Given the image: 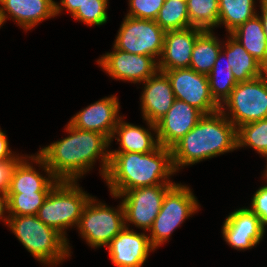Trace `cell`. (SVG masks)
<instances>
[{"instance_id": "cell-26", "label": "cell", "mask_w": 267, "mask_h": 267, "mask_svg": "<svg viewBox=\"0 0 267 267\" xmlns=\"http://www.w3.org/2000/svg\"><path fill=\"white\" fill-rule=\"evenodd\" d=\"M231 70L227 56L221 50L208 74L211 95L219 106L225 102L237 84Z\"/></svg>"}, {"instance_id": "cell-19", "label": "cell", "mask_w": 267, "mask_h": 267, "mask_svg": "<svg viewBox=\"0 0 267 267\" xmlns=\"http://www.w3.org/2000/svg\"><path fill=\"white\" fill-rule=\"evenodd\" d=\"M203 31L197 27L165 31L163 49L158 60L159 71L189 68L196 39Z\"/></svg>"}, {"instance_id": "cell-30", "label": "cell", "mask_w": 267, "mask_h": 267, "mask_svg": "<svg viewBox=\"0 0 267 267\" xmlns=\"http://www.w3.org/2000/svg\"><path fill=\"white\" fill-rule=\"evenodd\" d=\"M49 192L7 193L8 215H37Z\"/></svg>"}, {"instance_id": "cell-25", "label": "cell", "mask_w": 267, "mask_h": 267, "mask_svg": "<svg viewBox=\"0 0 267 267\" xmlns=\"http://www.w3.org/2000/svg\"><path fill=\"white\" fill-rule=\"evenodd\" d=\"M256 0H219V22L230 34L247 20L257 15Z\"/></svg>"}, {"instance_id": "cell-15", "label": "cell", "mask_w": 267, "mask_h": 267, "mask_svg": "<svg viewBox=\"0 0 267 267\" xmlns=\"http://www.w3.org/2000/svg\"><path fill=\"white\" fill-rule=\"evenodd\" d=\"M33 163L40 168L36 170ZM40 169L45 175L41 174ZM58 182L37 153L23 154L12 168L8 193L50 192Z\"/></svg>"}, {"instance_id": "cell-32", "label": "cell", "mask_w": 267, "mask_h": 267, "mask_svg": "<svg viewBox=\"0 0 267 267\" xmlns=\"http://www.w3.org/2000/svg\"><path fill=\"white\" fill-rule=\"evenodd\" d=\"M165 0H128V11L125 16L138 19L155 20Z\"/></svg>"}, {"instance_id": "cell-2", "label": "cell", "mask_w": 267, "mask_h": 267, "mask_svg": "<svg viewBox=\"0 0 267 267\" xmlns=\"http://www.w3.org/2000/svg\"><path fill=\"white\" fill-rule=\"evenodd\" d=\"M175 174L171 149L159 145L146 154L110 152L109 166L103 180L110 195L117 197L131 189L175 184L170 180Z\"/></svg>"}, {"instance_id": "cell-10", "label": "cell", "mask_w": 267, "mask_h": 267, "mask_svg": "<svg viewBox=\"0 0 267 267\" xmlns=\"http://www.w3.org/2000/svg\"><path fill=\"white\" fill-rule=\"evenodd\" d=\"M174 184H160L155 186L141 187L125 191L124 193L112 196L120 199L125 213V227L133 226L146 231L152 227L162 207L166 192Z\"/></svg>"}, {"instance_id": "cell-36", "label": "cell", "mask_w": 267, "mask_h": 267, "mask_svg": "<svg viewBox=\"0 0 267 267\" xmlns=\"http://www.w3.org/2000/svg\"><path fill=\"white\" fill-rule=\"evenodd\" d=\"M85 0H60L55 1V15L58 16L63 10L68 11L71 16L82 6Z\"/></svg>"}, {"instance_id": "cell-24", "label": "cell", "mask_w": 267, "mask_h": 267, "mask_svg": "<svg viewBox=\"0 0 267 267\" xmlns=\"http://www.w3.org/2000/svg\"><path fill=\"white\" fill-rule=\"evenodd\" d=\"M213 30H204L196 39L189 68L208 75L222 50L223 40Z\"/></svg>"}, {"instance_id": "cell-12", "label": "cell", "mask_w": 267, "mask_h": 267, "mask_svg": "<svg viewBox=\"0 0 267 267\" xmlns=\"http://www.w3.org/2000/svg\"><path fill=\"white\" fill-rule=\"evenodd\" d=\"M98 66L112 79L139 84L154 75L158 69V61L150 56L132 54L117 49L97 59Z\"/></svg>"}, {"instance_id": "cell-27", "label": "cell", "mask_w": 267, "mask_h": 267, "mask_svg": "<svg viewBox=\"0 0 267 267\" xmlns=\"http://www.w3.org/2000/svg\"><path fill=\"white\" fill-rule=\"evenodd\" d=\"M190 25L215 30L219 22V0H186Z\"/></svg>"}, {"instance_id": "cell-40", "label": "cell", "mask_w": 267, "mask_h": 267, "mask_svg": "<svg viewBox=\"0 0 267 267\" xmlns=\"http://www.w3.org/2000/svg\"><path fill=\"white\" fill-rule=\"evenodd\" d=\"M2 26H4V24H3V21H2L1 15H0V28H1Z\"/></svg>"}, {"instance_id": "cell-34", "label": "cell", "mask_w": 267, "mask_h": 267, "mask_svg": "<svg viewBox=\"0 0 267 267\" xmlns=\"http://www.w3.org/2000/svg\"><path fill=\"white\" fill-rule=\"evenodd\" d=\"M17 161L18 160L0 161V193H8L11 171Z\"/></svg>"}, {"instance_id": "cell-5", "label": "cell", "mask_w": 267, "mask_h": 267, "mask_svg": "<svg viewBox=\"0 0 267 267\" xmlns=\"http://www.w3.org/2000/svg\"><path fill=\"white\" fill-rule=\"evenodd\" d=\"M79 185L78 181H59L49 192L36 215L68 241L71 256L72 248L67 238V230L78 227L82 211L92 197V194L84 191Z\"/></svg>"}, {"instance_id": "cell-17", "label": "cell", "mask_w": 267, "mask_h": 267, "mask_svg": "<svg viewBox=\"0 0 267 267\" xmlns=\"http://www.w3.org/2000/svg\"><path fill=\"white\" fill-rule=\"evenodd\" d=\"M203 116L200 110L175 99L168 112L156 123L159 145L171 148L192 130Z\"/></svg>"}, {"instance_id": "cell-16", "label": "cell", "mask_w": 267, "mask_h": 267, "mask_svg": "<svg viewBox=\"0 0 267 267\" xmlns=\"http://www.w3.org/2000/svg\"><path fill=\"white\" fill-rule=\"evenodd\" d=\"M117 95H110L81 109L69 120V123L81 130L95 131L109 140L115 127L123 117L120 115V102Z\"/></svg>"}, {"instance_id": "cell-28", "label": "cell", "mask_w": 267, "mask_h": 267, "mask_svg": "<svg viewBox=\"0 0 267 267\" xmlns=\"http://www.w3.org/2000/svg\"><path fill=\"white\" fill-rule=\"evenodd\" d=\"M164 30H182L190 25L186 0H165L155 19Z\"/></svg>"}, {"instance_id": "cell-22", "label": "cell", "mask_w": 267, "mask_h": 267, "mask_svg": "<svg viewBox=\"0 0 267 267\" xmlns=\"http://www.w3.org/2000/svg\"><path fill=\"white\" fill-rule=\"evenodd\" d=\"M222 51L227 56L237 83L250 81L266 73V68L230 34H226V41L223 40Z\"/></svg>"}, {"instance_id": "cell-8", "label": "cell", "mask_w": 267, "mask_h": 267, "mask_svg": "<svg viewBox=\"0 0 267 267\" xmlns=\"http://www.w3.org/2000/svg\"><path fill=\"white\" fill-rule=\"evenodd\" d=\"M220 111L238 129L240 126L267 118V73L237 83Z\"/></svg>"}, {"instance_id": "cell-9", "label": "cell", "mask_w": 267, "mask_h": 267, "mask_svg": "<svg viewBox=\"0 0 267 267\" xmlns=\"http://www.w3.org/2000/svg\"><path fill=\"white\" fill-rule=\"evenodd\" d=\"M165 31L155 20L125 16L113 45L122 51L146 55L159 60L164 43Z\"/></svg>"}, {"instance_id": "cell-7", "label": "cell", "mask_w": 267, "mask_h": 267, "mask_svg": "<svg viewBox=\"0 0 267 267\" xmlns=\"http://www.w3.org/2000/svg\"><path fill=\"white\" fill-rule=\"evenodd\" d=\"M125 228L122 202L111 207L92 196L86 203L78 227L79 235L91 248L106 247Z\"/></svg>"}, {"instance_id": "cell-37", "label": "cell", "mask_w": 267, "mask_h": 267, "mask_svg": "<svg viewBox=\"0 0 267 267\" xmlns=\"http://www.w3.org/2000/svg\"><path fill=\"white\" fill-rule=\"evenodd\" d=\"M9 205H8V196L7 194L0 193V220L7 225L9 220Z\"/></svg>"}, {"instance_id": "cell-39", "label": "cell", "mask_w": 267, "mask_h": 267, "mask_svg": "<svg viewBox=\"0 0 267 267\" xmlns=\"http://www.w3.org/2000/svg\"><path fill=\"white\" fill-rule=\"evenodd\" d=\"M265 157V160H266V166H265V169L263 171L264 174H262V178L264 179L265 182H267V155L264 156Z\"/></svg>"}, {"instance_id": "cell-33", "label": "cell", "mask_w": 267, "mask_h": 267, "mask_svg": "<svg viewBox=\"0 0 267 267\" xmlns=\"http://www.w3.org/2000/svg\"><path fill=\"white\" fill-rule=\"evenodd\" d=\"M254 214H256L261 221L264 228H267V182L265 185L259 187L252 195L250 207H248Z\"/></svg>"}, {"instance_id": "cell-21", "label": "cell", "mask_w": 267, "mask_h": 267, "mask_svg": "<svg viewBox=\"0 0 267 267\" xmlns=\"http://www.w3.org/2000/svg\"><path fill=\"white\" fill-rule=\"evenodd\" d=\"M123 118L125 116L119 120L110 138V146L115 139L117 140L116 144L119 142V147L117 150L110 149V152H137L146 154L154 151L159 146L156 124L144 120L147 125L146 127H148L145 128L127 122Z\"/></svg>"}, {"instance_id": "cell-38", "label": "cell", "mask_w": 267, "mask_h": 267, "mask_svg": "<svg viewBox=\"0 0 267 267\" xmlns=\"http://www.w3.org/2000/svg\"><path fill=\"white\" fill-rule=\"evenodd\" d=\"M259 1L258 7H260V11L258 10L257 15L260 17L262 25H263V31L265 33V37L267 40V0H257Z\"/></svg>"}, {"instance_id": "cell-35", "label": "cell", "mask_w": 267, "mask_h": 267, "mask_svg": "<svg viewBox=\"0 0 267 267\" xmlns=\"http://www.w3.org/2000/svg\"><path fill=\"white\" fill-rule=\"evenodd\" d=\"M11 150L6 131L0 128V161L19 160L23 155Z\"/></svg>"}, {"instance_id": "cell-18", "label": "cell", "mask_w": 267, "mask_h": 267, "mask_svg": "<svg viewBox=\"0 0 267 267\" xmlns=\"http://www.w3.org/2000/svg\"><path fill=\"white\" fill-rule=\"evenodd\" d=\"M140 97L142 119L156 124L171 108L175 100L170 81L162 71L142 82Z\"/></svg>"}, {"instance_id": "cell-3", "label": "cell", "mask_w": 267, "mask_h": 267, "mask_svg": "<svg viewBox=\"0 0 267 267\" xmlns=\"http://www.w3.org/2000/svg\"><path fill=\"white\" fill-rule=\"evenodd\" d=\"M170 149L174 170L179 173L184 167L238 149L237 128L219 110L204 115Z\"/></svg>"}, {"instance_id": "cell-14", "label": "cell", "mask_w": 267, "mask_h": 267, "mask_svg": "<svg viewBox=\"0 0 267 267\" xmlns=\"http://www.w3.org/2000/svg\"><path fill=\"white\" fill-rule=\"evenodd\" d=\"M116 267H142L155 249L146 231L137 232L125 227L105 247Z\"/></svg>"}, {"instance_id": "cell-13", "label": "cell", "mask_w": 267, "mask_h": 267, "mask_svg": "<svg viewBox=\"0 0 267 267\" xmlns=\"http://www.w3.org/2000/svg\"><path fill=\"white\" fill-rule=\"evenodd\" d=\"M221 230L226 244L238 251H246L256 247L266 233L260 218L245 206L236 208L229 213Z\"/></svg>"}, {"instance_id": "cell-31", "label": "cell", "mask_w": 267, "mask_h": 267, "mask_svg": "<svg viewBox=\"0 0 267 267\" xmlns=\"http://www.w3.org/2000/svg\"><path fill=\"white\" fill-rule=\"evenodd\" d=\"M109 0H85L77 11L71 16L75 21L86 24L87 26H101L108 21L107 9Z\"/></svg>"}, {"instance_id": "cell-4", "label": "cell", "mask_w": 267, "mask_h": 267, "mask_svg": "<svg viewBox=\"0 0 267 267\" xmlns=\"http://www.w3.org/2000/svg\"><path fill=\"white\" fill-rule=\"evenodd\" d=\"M7 227L35 260L54 267L71 257L68 241L36 215H9Z\"/></svg>"}, {"instance_id": "cell-1", "label": "cell", "mask_w": 267, "mask_h": 267, "mask_svg": "<svg viewBox=\"0 0 267 267\" xmlns=\"http://www.w3.org/2000/svg\"><path fill=\"white\" fill-rule=\"evenodd\" d=\"M64 127L67 137L37 152L52 175L58 181H79L100 159L99 173L104 178L110 161V140L101 133L78 129L69 122Z\"/></svg>"}, {"instance_id": "cell-23", "label": "cell", "mask_w": 267, "mask_h": 267, "mask_svg": "<svg viewBox=\"0 0 267 267\" xmlns=\"http://www.w3.org/2000/svg\"><path fill=\"white\" fill-rule=\"evenodd\" d=\"M230 35L267 69V40L258 15L240 25Z\"/></svg>"}, {"instance_id": "cell-11", "label": "cell", "mask_w": 267, "mask_h": 267, "mask_svg": "<svg viewBox=\"0 0 267 267\" xmlns=\"http://www.w3.org/2000/svg\"><path fill=\"white\" fill-rule=\"evenodd\" d=\"M164 73L170 81L175 99L188 103L204 115L220 110L211 95L208 75L191 68L165 70Z\"/></svg>"}, {"instance_id": "cell-29", "label": "cell", "mask_w": 267, "mask_h": 267, "mask_svg": "<svg viewBox=\"0 0 267 267\" xmlns=\"http://www.w3.org/2000/svg\"><path fill=\"white\" fill-rule=\"evenodd\" d=\"M237 139L238 150L252 148L263 158L267 155V118L240 126Z\"/></svg>"}, {"instance_id": "cell-6", "label": "cell", "mask_w": 267, "mask_h": 267, "mask_svg": "<svg viewBox=\"0 0 267 267\" xmlns=\"http://www.w3.org/2000/svg\"><path fill=\"white\" fill-rule=\"evenodd\" d=\"M191 188L175 183L165 194L162 207L149 229V239L156 250L172 236V233L183 224L186 219L195 215L201 208Z\"/></svg>"}, {"instance_id": "cell-20", "label": "cell", "mask_w": 267, "mask_h": 267, "mask_svg": "<svg viewBox=\"0 0 267 267\" xmlns=\"http://www.w3.org/2000/svg\"><path fill=\"white\" fill-rule=\"evenodd\" d=\"M0 15L3 24L11 19L27 32L56 17L55 0H0Z\"/></svg>"}]
</instances>
